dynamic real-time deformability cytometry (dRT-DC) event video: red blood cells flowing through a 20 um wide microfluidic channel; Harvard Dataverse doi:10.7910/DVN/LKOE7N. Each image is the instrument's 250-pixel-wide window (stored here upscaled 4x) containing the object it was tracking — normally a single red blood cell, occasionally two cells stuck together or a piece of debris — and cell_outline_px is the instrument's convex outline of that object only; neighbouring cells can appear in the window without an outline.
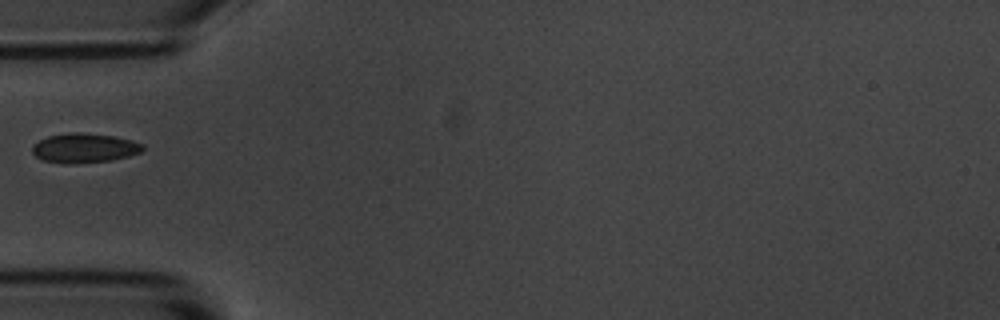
{"species": "common noctule bat (a hibernating species)", "species_latin": "Nyctalus noctula", "temperature_condition": "room temperature", "stored_images_in_passage": 2, "camera_frame_rate_fps": 3000, "um_per_image_px": 0.085, "animal": {"sex": "male", "body_mass_g": 20.1, "forearm_length_mm": 53.5}, "frame": {"image": 1, "passage_image": 1, "time_ms": 0.0, "image_size_px": [1000, 320], "cell_outline_px": [[144, 148], [140, 152], [128, 156], [112, 160], [72, 164], [68, 164], [44, 160], [36, 156], [32, 152], [32, 144], [48, 136], [72, 132], [80, 132], [112, 136], [144, 144]], "centroid_in_image_um": [7.14, 12.58], "position_along_channel_um": 77.9, "area_um2": 18.79}}